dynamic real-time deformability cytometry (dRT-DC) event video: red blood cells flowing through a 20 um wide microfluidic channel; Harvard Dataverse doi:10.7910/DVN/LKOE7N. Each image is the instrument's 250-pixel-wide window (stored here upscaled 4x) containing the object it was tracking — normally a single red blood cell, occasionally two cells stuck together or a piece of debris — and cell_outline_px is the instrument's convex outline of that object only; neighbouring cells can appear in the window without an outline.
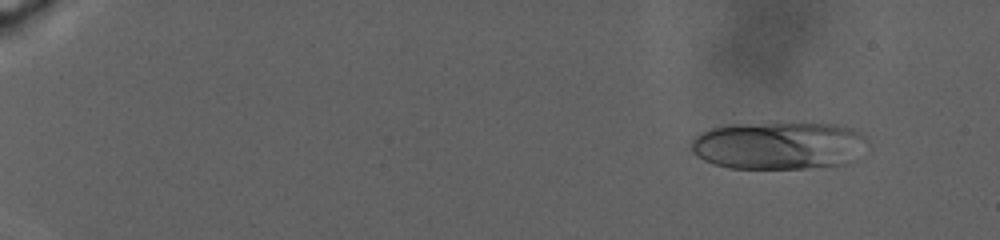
{"species": "human", "species_latin": "Homo sapiens", "temperature_condition": "warm", "stored_images_in_passage": 39, "camera_frame_rate_fps": 3000, "um_per_image_px": 0.085, "donor": {"sex": "male"}, "frame": {"image": 1, "passage_image": 11, "time_ms": 3.333, "image_size_px": [1000, 240], "cell_outline_px": [[868, 140], [844, 164], [824, 168], [728, 168], [704, 160], [696, 156], [692, 152], [692, 140], [700, 132], [712, 128], [732, 124], [836, 124], [852, 128], [868, 136]], "centroid_in_image_um": [66.15, 12.37], "position_along_channel_um": 18.8, "area_um2": 48.55}}
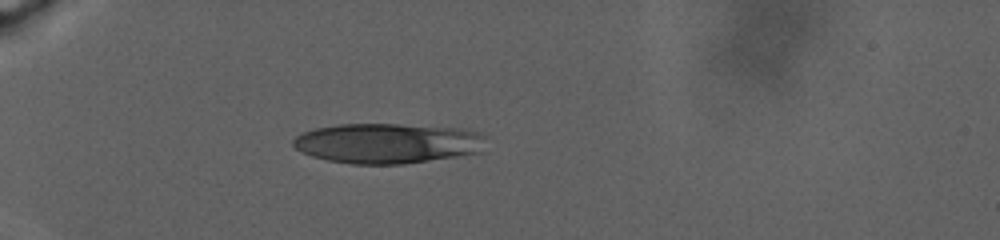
{"frame": {"image": 2, "passage_image": 35, "time_ms": 11.0, "image_size_px": [1000, 240], "cell_outline_px": [[484, 136], [480, 152], [456, 156], [404, 164], [352, 164], [328, 160], [312, 156], [296, 148], [292, 144], [292, 140], [296, 136], [304, 132], [316, 128], [336, 124], [396, 124], [456, 128], [480, 132]], "centroid_in_image_um": [32.9, 12.17], "position_along_channel_um": 52.1, "area_um2": 44.74}}